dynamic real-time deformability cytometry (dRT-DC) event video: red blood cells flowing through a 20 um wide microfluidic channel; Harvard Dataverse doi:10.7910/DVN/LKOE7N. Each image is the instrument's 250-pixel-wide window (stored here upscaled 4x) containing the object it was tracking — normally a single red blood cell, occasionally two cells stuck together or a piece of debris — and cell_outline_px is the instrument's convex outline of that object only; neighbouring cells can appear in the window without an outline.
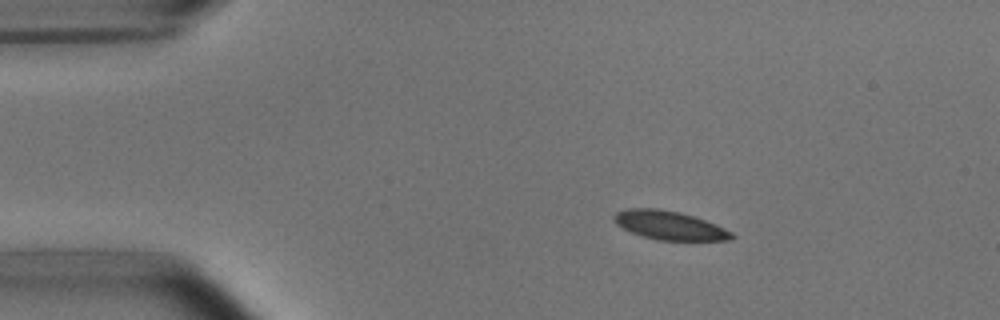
{"species": "common noctule bat (a hibernating species)", "species_latin": "Nyctalus noctula", "temperature_condition": "room temperature", "stored_images_in_passage": 5, "camera_frame_rate_fps": 3000, "um_per_image_px": 0.085, "animal": {"sex": "male", "body_mass_g": 15.6}, "frame": {"image": 1, "passage_image": 2, "time_ms": 1.0, "image_size_px": [1000, 320], "cell_outline_px": [[736, 236], [728, 240], [660, 240], [640, 236], [616, 224], [612, 216], [616, 212], [628, 208], [656, 208], [680, 212], [716, 224], [732, 232]], "centroid_in_image_um": [56.88, 19.15], "position_along_channel_um": 28.1, "area_um2": 19.59}}
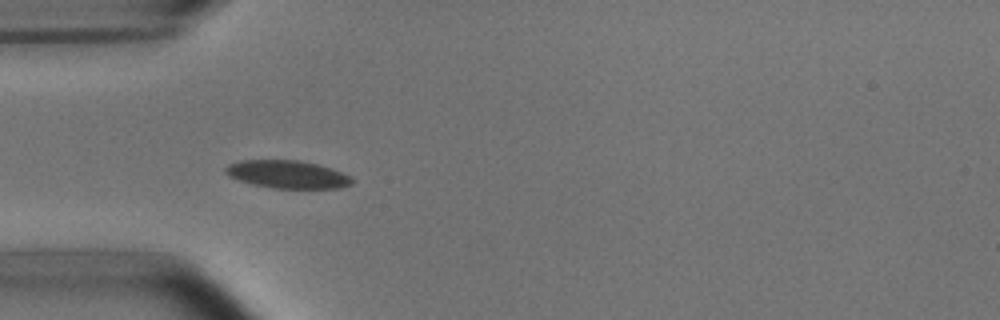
{"frame": {"image": 2, "passage_image": 4, "time_ms": 3.333, "image_size_px": [1000, 320], "cell_outline_px": [[356, 180], [352, 184], [340, 188], [272, 188], [252, 184], [228, 176], [224, 172], [224, 168], [228, 164], [240, 160], [300, 160], [320, 164], [332, 168], [352, 176]], "centroid_in_image_um": [24.47, 14.81], "position_along_channel_um": 60.5, "area_um2": 20.87}}